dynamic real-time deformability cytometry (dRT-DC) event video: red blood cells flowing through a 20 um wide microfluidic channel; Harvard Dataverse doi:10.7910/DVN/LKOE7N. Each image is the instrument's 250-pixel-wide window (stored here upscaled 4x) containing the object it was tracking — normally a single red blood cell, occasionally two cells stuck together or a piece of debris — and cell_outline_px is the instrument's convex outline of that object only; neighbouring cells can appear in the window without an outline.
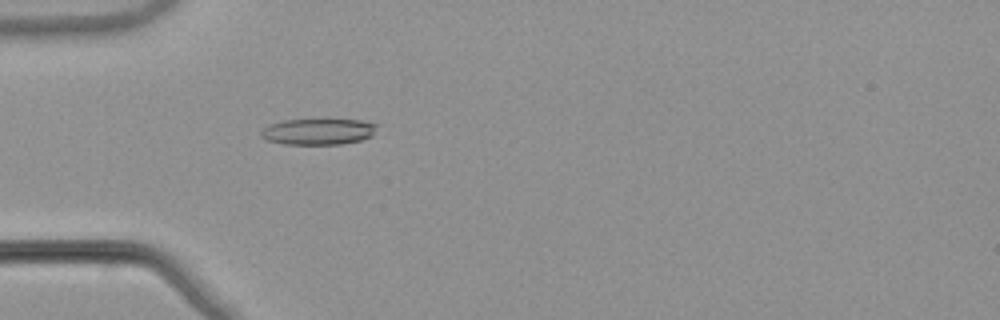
{"species": "common noctule bat (a hibernating species)", "species_latin": "Nyctalus noctula", "temperature_condition": "warm", "stored_images_in_passage": 50, "camera_frame_rate_fps": 3000, "um_per_image_px": 0.085, "animal": {"sex": "male", "body_mass_g": 21.5, "forearm_length_mm": 52.0}, "frame": {"image": 1, "passage_image": 13, "time_ms": 4.0, "image_size_px": [1000, 320], "cell_outline_px": [[380, 124], [372, 136], [360, 140], [340, 144], [284, 144], [264, 140], [260, 136], [260, 132], [268, 124], [284, 120], [360, 120]], "centroid_in_image_um": [27.04, 11.19], "position_along_channel_um": 58.0, "area_um2": 17.74}}
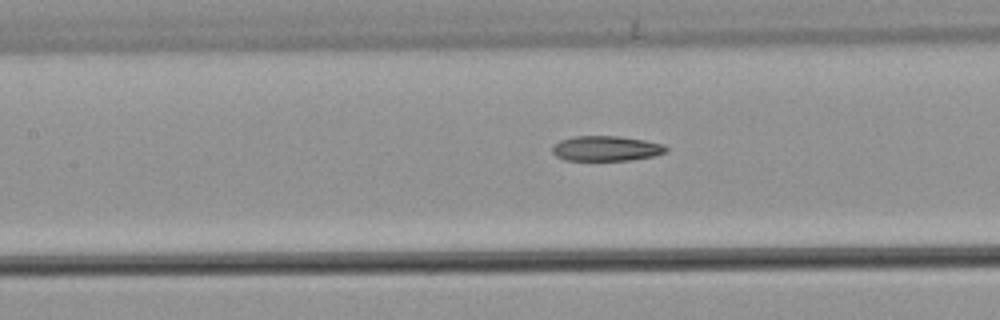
{"frame": {"image": 2, "passage_image": 21, "time_ms": 6.667, "image_size_px": [1000, 320], "cell_outline_px": [[668, 152], [656, 156], [628, 160], [564, 160], [556, 156], [552, 152], [552, 144], [560, 140], [576, 136], [620, 136], [644, 140], [664, 144], [668, 148]], "centroid_in_image_um": [51.54, 12.62], "position_along_channel_um": 155.9, "area_um2": 16.82}}
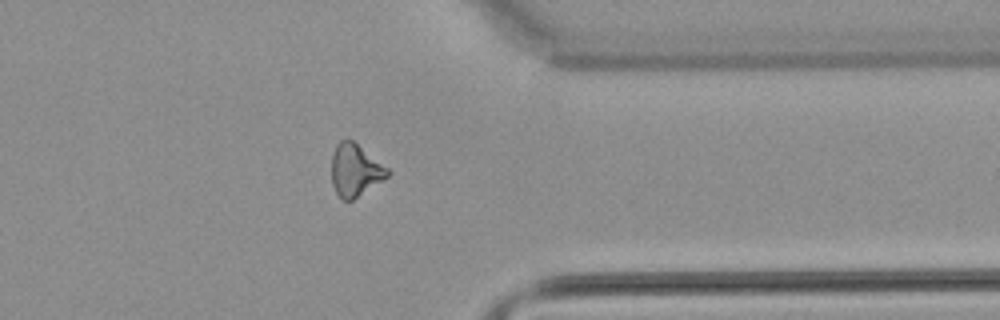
{"frame": {"image": 3, "passage_image": 39, "time_ms": 12.667, "image_size_px": [1000, 320], "cell_outline_px": [[392, 172], [388, 176], [352, 200], [344, 200], [336, 192], [332, 184], [332, 152], [336, 144], [340, 140], [352, 140], [388, 168]], "centroid_in_image_um": [30.18, 14.45], "position_along_channel_um": 381.2, "area_um2": 16.76}, "authors_computed_cell_mechanics": {"area_um2": 17.5134, "velocity_mm_per_s": 3.8892, "shape_relaxation_time_tau1_ms": null, "shape_relaxation_time_tau2_ms": 4.5161, "deformation_change_tau1": null, "deformation_change_tau2": 0.145}}